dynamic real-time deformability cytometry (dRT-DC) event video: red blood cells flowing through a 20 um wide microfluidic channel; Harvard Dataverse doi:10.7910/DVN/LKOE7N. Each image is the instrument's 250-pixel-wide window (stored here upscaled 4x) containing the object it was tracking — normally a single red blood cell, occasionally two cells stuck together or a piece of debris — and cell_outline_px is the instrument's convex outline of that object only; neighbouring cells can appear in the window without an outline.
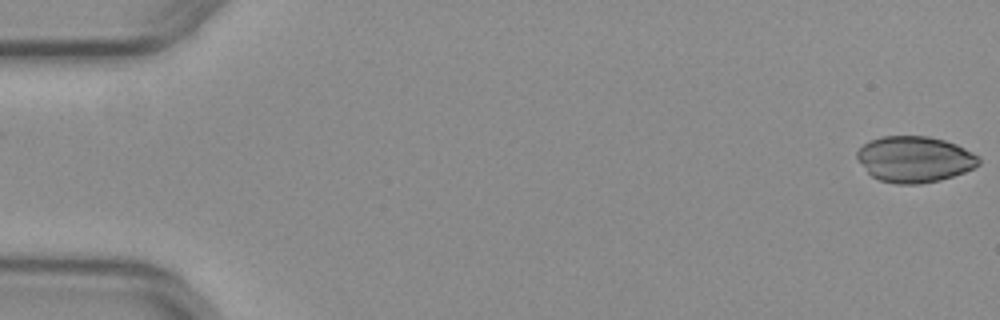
{"species": "common noctule bat (a hibernating species)", "species_latin": "Nyctalus noctula", "temperature_condition": "warm", "stored_images_in_passage": 21, "camera_frame_rate_fps": 3000, "um_per_image_px": 0.085, "animal": {"sex": "female", "body_mass_g": 29.2, "forearm_length_mm": 56.3}, "frame": {"image": 1, "passage_image": 1, "time_ms": 0.0, "image_size_px": [1000, 320], "cell_outline_px": [[980, 164], [964, 172], [940, 180], [920, 184], [896, 184], [880, 180], [872, 176], [868, 172], [856, 156], [856, 152], [868, 140], [880, 136], [928, 136], [944, 140], [956, 144], [980, 156]], "centroid_in_image_um": [77.74, 13.53], "position_along_channel_um": 7.3, "area_um2": 32.66}}